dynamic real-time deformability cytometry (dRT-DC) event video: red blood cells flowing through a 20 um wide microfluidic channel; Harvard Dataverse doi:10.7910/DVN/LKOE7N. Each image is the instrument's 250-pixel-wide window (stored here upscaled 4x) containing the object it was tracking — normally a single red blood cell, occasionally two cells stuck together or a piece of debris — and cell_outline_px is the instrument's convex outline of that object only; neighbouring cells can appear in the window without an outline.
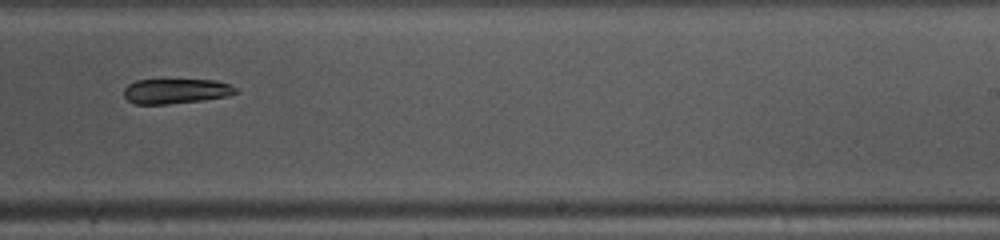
{"species": "common noctule bat (a hibernating species)", "species_latin": "Nyctalus noctula", "temperature_condition": "warm", "stored_images_in_passage": 46, "camera_frame_rate_fps": 3000, "um_per_image_px": 0.085, "animal": {"sex": "female", "body_mass_g": 10.0, "forearm_length_mm": 53.1}, "frame": {"image": 1, "passage_image": 27, "time_ms": 8.667, "image_size_px": [1000, 240], "cell_outline_px": [[240, 92], [228, 96], [200, 100], [168, 104], [136, 104], [128, 100], [124, 96], [124, 88], [128, 84], [136, 80], [160, 76], [216, 80], [228, 84], [236, 88]], "centroid_in_image_um": [14.92, 7.67], "position_along_channel_um": 274.1, "area_um2": 17.34}, "authors_computed_cell_mechanics": {"area_um2": 18.6983, "velocity_mm_per_s": 4.1174, "shape_relaxation_time_tau1_ms": 2.5078, "shape_relaxation_time_tau2_ms": null, "deformation_change_tau1": 0.0826, "deformation_change_tau2": null}}